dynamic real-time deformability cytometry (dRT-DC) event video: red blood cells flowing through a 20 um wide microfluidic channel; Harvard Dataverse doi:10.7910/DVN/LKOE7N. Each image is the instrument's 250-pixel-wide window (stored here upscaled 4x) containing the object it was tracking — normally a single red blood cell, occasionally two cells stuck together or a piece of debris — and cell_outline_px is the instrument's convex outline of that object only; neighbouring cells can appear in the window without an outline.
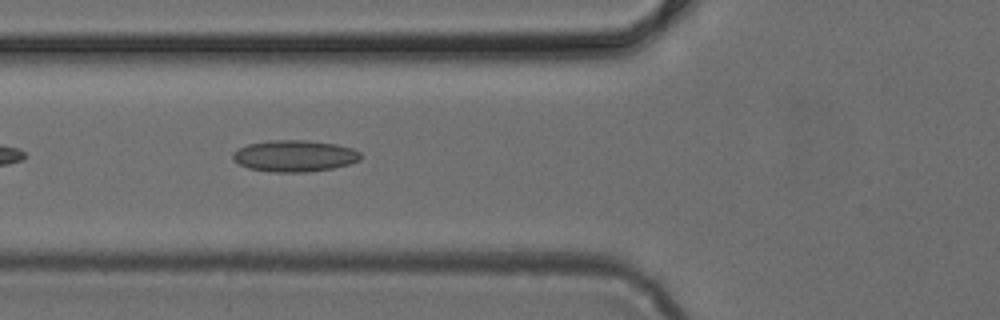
{"species": "common noctule bat (a hibernating species)", "species_latin": "Nyctalus noctula", "temperature_condition": "cold", "stored_images_in_passage": 35, "camera_frame_rate_fps": 3000, "um_per_image_px": 0.085, "animal": {"sex": "female", "body_mass_g": 24.6, "forearm_length_mm": 56.2}, "frame": {"image": 1, "passage_image": 5, "time_ms": 1.333, "image_size_px": [1000, 320], "cell_outline_px": [[360, 160], [348, 164], [332, 168], [308, 172], [272, 172], [248, 168], [232, 160], [232, 152], [248, 144], [268, 140], [308, 140], [336, 144], [352, 148], [360, 152]], "centroid_in_image_um": [25.01, 13.25], "position_along_channel_um": 100.8, "area_um2": 23.52}}
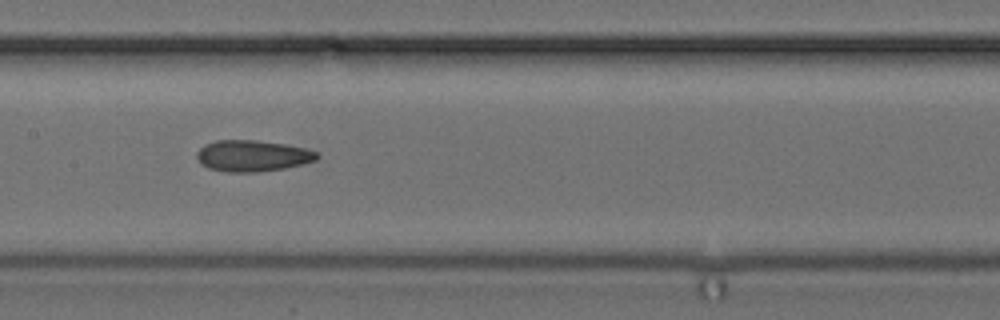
{"frame": {"image": 2, "passage_image": 11, "time_ms": 3.333, "image_size_px": [1000, 320], "cell_outline_px": [[320, 156], [316, 160], [284, 168], [256, 172], [228, 172], [208, 168], [200, 164], [196, 156], [196, 152], [204, 144], [216, 140], [256, 140], [284, 144], [304, 148], [316, 152]], "centroid_in_image_um": [21.41, 13.24], "position_along_channel_um": 186.0, "area_um2": 21.85}}
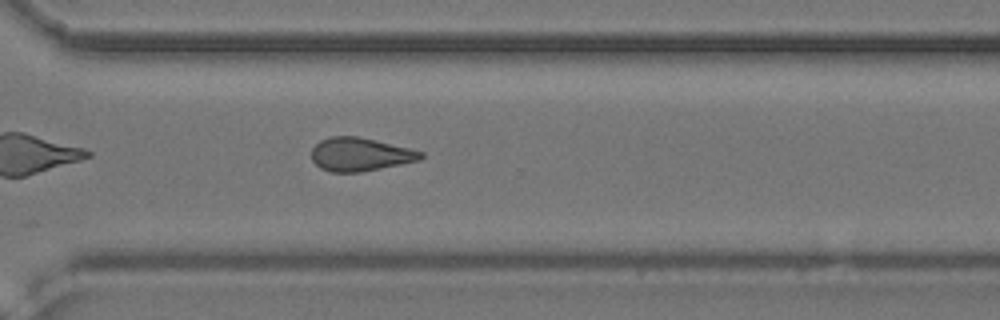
{"frame": {"image": 3, "passage_image": 22, "time_ms": 7.0, "image_size_px": [1000, 320], "cell_outline_px": [[424, 156], [420, 160], [360, 172], [332, 172], [320, 168], [312, 160], [312, 148], [320, 140], [328, 136], [360, 136], [424, 152]], "centroid_in_image_um": [30.59, 13.11], "position_along_channel_um": 340.0, "area_um2": 21.21}}